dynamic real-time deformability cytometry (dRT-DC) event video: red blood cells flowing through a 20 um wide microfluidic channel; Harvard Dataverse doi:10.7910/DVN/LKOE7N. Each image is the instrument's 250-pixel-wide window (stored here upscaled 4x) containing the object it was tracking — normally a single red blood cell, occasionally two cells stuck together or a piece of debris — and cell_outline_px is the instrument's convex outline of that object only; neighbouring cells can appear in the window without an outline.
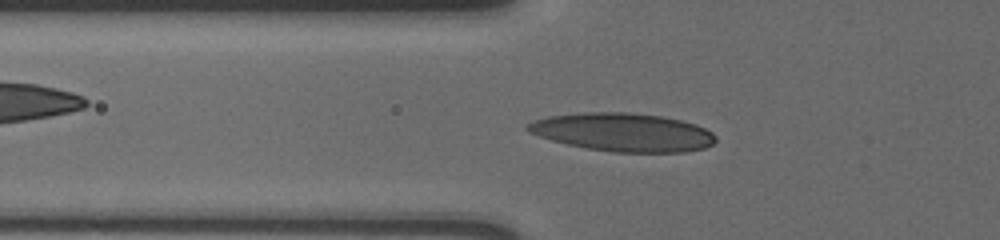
{"species": "human", "species_latin": "Homo sapiens", "temperature_condition": "cold", "stored_images_in_passage": 48, "camera_frame_rate_fps": 3000, "um_per_image_px": 0.085, "donor": {"sex": "male"}, "frame": {"image": 1, "passage_image": 19, "time_ms": 6.0, "image_size_px": [1000, 240], "cell_outline_px": [[716, 140], [712, 144], [704, 148], [684, 152], [612, 152], [588, 148], [568, 144], [552, 140], [528, 132], [524, 128], [532, 120], [548, 116], [584, 112], [628, 112], [660, 116], [680, 120], [696, 124], [712, 132], [716, 136]], "centroid_in_image_um": [52.94, 11.23], "position_along_channel_um": 72.9, "area_um2": 41.91}}
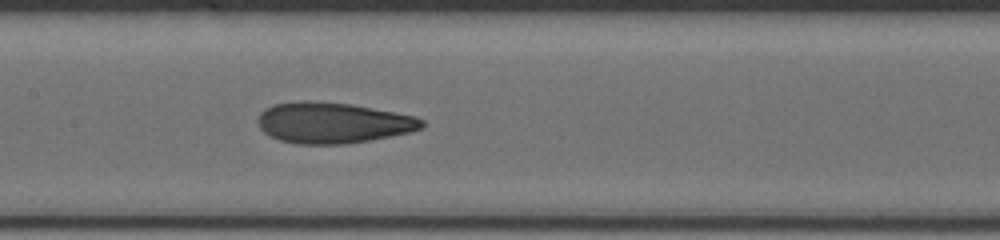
{"frame": {"image": 2, "passage_image": 28, "time_ms": 9.0, "image_size_px": [1000, 240], "cell_outline_px": [[424, 124], [420, 128], [412, 132], [392, 136], [344, 144], [296, 144], [280, 140], [264, 132], [260, 128], [256, 120], [260, 112], [264, 108], [276, 104], [300, 100], [304, 100], [352, 104], [416, 116], [424, 120]], "centroid_in_image_um": [28.28, 10.43], "position_along_channel_um": 179.1, "area_um2": 39.13}}
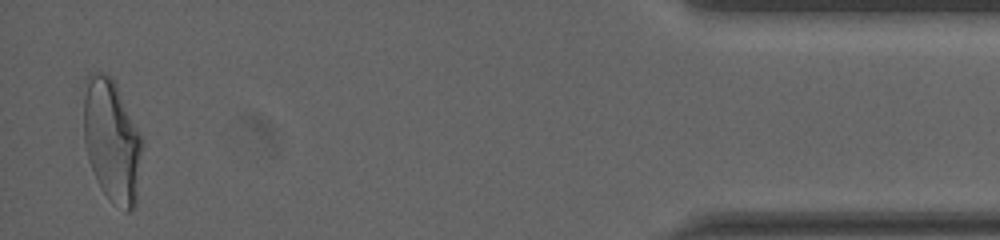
{"frame": {"image": 3, "passage_image": 47, "time_ms": 15.333, "image_size_px": [1000, 240], "cell_outline_px": [[144, 144], [136, 208], [128, 212], [124, 212], [112, 204], [108, 200], [100, 188], [88, 160], [84, 144], [84, 80], [88, 72], [100, 72], [112, 76], [144, 140]], "centroid_in_image_um": [9.53, 12.01], "position_along_channel_um": 425.7, "area_um2": 43.18}}